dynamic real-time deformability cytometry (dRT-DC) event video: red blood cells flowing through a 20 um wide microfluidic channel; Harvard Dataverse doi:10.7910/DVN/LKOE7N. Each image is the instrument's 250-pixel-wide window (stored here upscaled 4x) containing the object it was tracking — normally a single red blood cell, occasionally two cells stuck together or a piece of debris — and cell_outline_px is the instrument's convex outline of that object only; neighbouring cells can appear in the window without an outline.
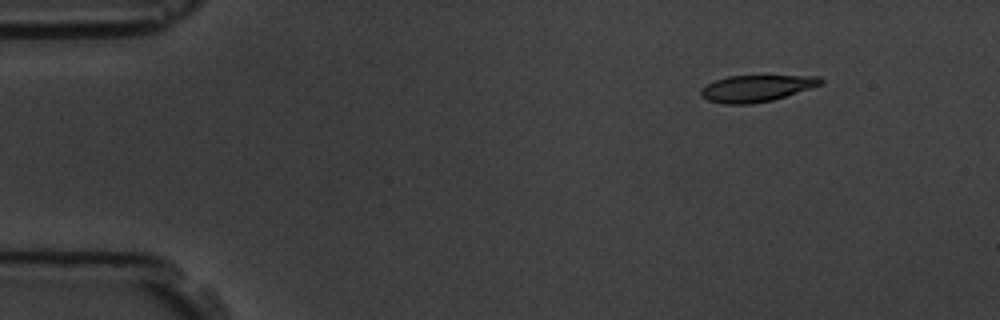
{"species": "common noctule bat (a hibernating species)", "species_latin": "Nyctalus noctula", "temperature_condition": "room temperature", "stored_images_in_passage": 3, "camera_frame_rate_fps": 3000, "um_per_image_px": 0.085, "animal": {"sex": "male", "body_mass_g": 19.5, "forearm_length_mm": 54.6}, "frame": {"image": 1, "passage_image": 1, "time_ms": 0.0, "image_size_px": [1000, 320], "cell_outline_px": [[824, 84], [772, 100], [752, 104], [724, 104], [708, 100], [700, 96], [700, 88], [716, 80], [728, 76], [820, 76], [824, 80]], "centroid_in_image_um": [64.3, 7.51], "position_along_channel_um": 20.7, "area_um2": 18.55}}